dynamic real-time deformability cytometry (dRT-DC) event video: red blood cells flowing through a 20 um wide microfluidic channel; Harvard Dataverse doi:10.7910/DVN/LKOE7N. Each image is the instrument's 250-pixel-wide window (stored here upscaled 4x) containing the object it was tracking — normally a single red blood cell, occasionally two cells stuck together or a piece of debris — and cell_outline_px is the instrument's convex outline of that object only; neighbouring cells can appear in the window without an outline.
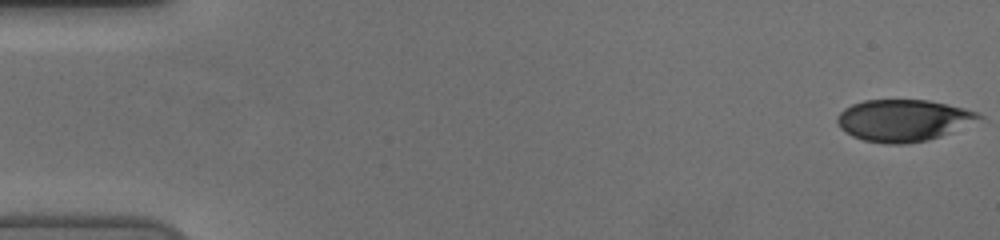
{"species": "human", "species_latin": "Homo sapiens", "temperature_condition": "cold", "stored_images_in_passage": 56, "camera_frame_rate_fps": 3000, "um_per_image_px": 0.085, "donor": {"sex": "female"}, "frame": {"image": 1, "passage_image": 1, "time_ms": 0.0, "image_size_px": [1000, 240], "cell_outline_px": [[984, 116], [940, 136], [928, 140], [908, 144], [884, 144], [864, 140], [852, 136], [840, 128], [836, 120], [836, 116], [844, 108], [852, 104], [864, 100], [928, 100], [948, 104], [980, 112]], "centroid_in_image_um": [76.73, 10.23], "position_along_channel_um": 8.3, "area_um2": 34.33}}
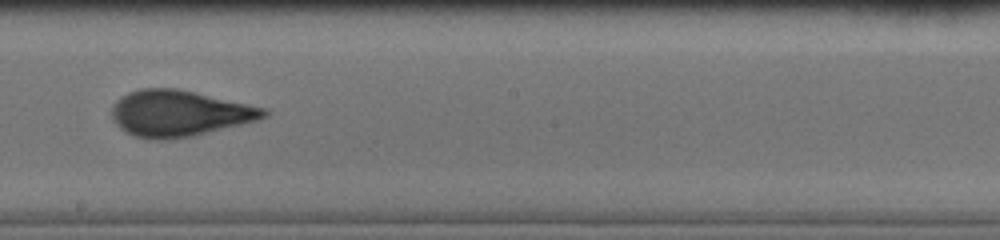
{"frame": {"image": 2, "passage_image": 32, "time_ms": 10.333, "image_size_px": [1000, 240], "cell_outline_px": [[268, 116], [256, 120], [192, 136], [168, 140], [148, 140], [124, 132], [112, 120], [112, 104], [120, 96], [128, 92], [140, 88], [176, 88], [268, 108]], "centroid_in_image_um": [15.19, 9.63], "position_along_channel_um": 233.0, "area_um2": 41.04}}
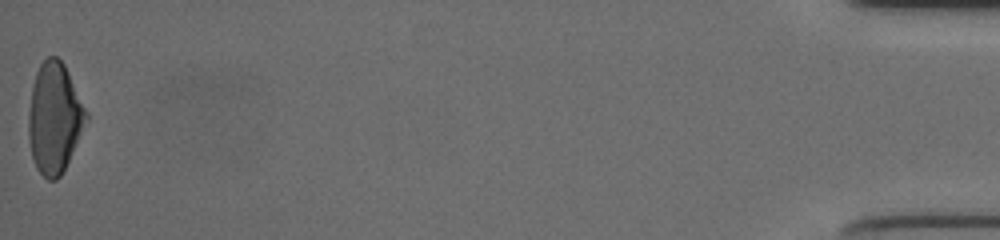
{"frame": {"image": 3, "passage_image": 56, "time_ms": 18.333, "image_size_px": [1000, 240], "cell_outline_px": [[88, 120], [60, 176], [56, 180], [48, 180], [36, 168], [32, 156], [28, 140], [28, 116], [32, 84], [36, 72], [40, 64], [48, 56], [56, 56], [64, 64], [88, 112]], "centroid_in_image_um": [4.61, 10.01], "position_along_channel_um": 430.6, "area_um2": 36.99}, "authors_computed_cell_mechanics": {"area_um2": 38.2636, "velocity_mm_per_s": 3.7165, "shape_relaxation_time_tau1_ms": 4.9964, "shape_relaxation_time_tau2_ms": 1.0673, "deformation_change_tau1": 0.1906, "deformation_change_tau2": 0.0735}}